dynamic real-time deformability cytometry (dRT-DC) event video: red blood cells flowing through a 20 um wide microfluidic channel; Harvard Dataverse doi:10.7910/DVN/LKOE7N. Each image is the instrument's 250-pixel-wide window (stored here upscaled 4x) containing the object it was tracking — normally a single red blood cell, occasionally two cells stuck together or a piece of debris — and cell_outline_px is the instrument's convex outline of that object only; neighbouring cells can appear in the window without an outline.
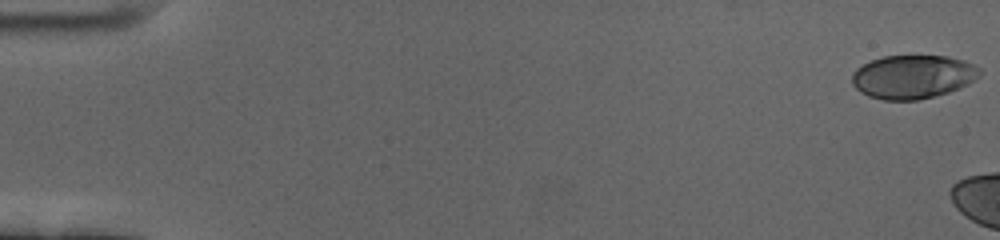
{"species": "human", "species_latin": "Homo sapiens", "temperature_condition": "cold", "stored_images_in_passage": 8, "camera_frame_rate_fps": 3000, "um_per_image_px": 0.085, "donor": {"sex": "female"}, "frame": {"image": 1, "passage_image": 1, "time_ms": 0.0, "image_size_px": [1000, 240], "cell_outline_px": [[980, 76], [968, 84], [948, 92], [916, 100], [884, 100], [868, 96], [860, 92], [852, 84], [852, 72], [856, 68], [872, 60], [884, 56], [948, 56], [964, 60], [980, 68]], "centroid_in_image_um": [77.58, 6.52], "position_along_channel_um": 7.4, "area_um2": 32.37}}